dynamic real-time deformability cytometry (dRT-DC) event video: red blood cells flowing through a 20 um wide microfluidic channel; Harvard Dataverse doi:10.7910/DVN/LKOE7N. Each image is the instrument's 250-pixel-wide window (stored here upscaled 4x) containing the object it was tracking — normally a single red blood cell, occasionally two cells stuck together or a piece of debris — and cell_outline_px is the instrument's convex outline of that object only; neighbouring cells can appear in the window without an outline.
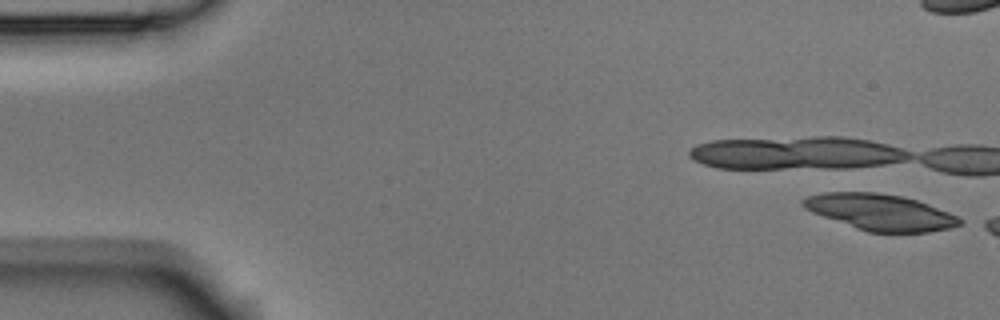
{"species": "Egyptian fruit bat (a non-hibernating species)", "species_latin": "Rousettus aegyptiacus", "temperature_condition": "room temperature", "stored_images_in_passage": 2, "camera_frame_rate_fps": 3000, "um_per_image_px": 0.085, "animal": {"sex": "male"}, "frame": {"image": 1, "passage_image": 1, "time_ms": 0.0, "image_size_px": [1000, 320], "cell_outline_px": [[964, 220], [960, 224], [948, 228], [928, 232], [868, 232], [856, 228], [812, 212], [804, 208], [800, 204], [800, 200], [808, 196], [824, 192], [876, 192], [900, 196], [916, 200], [928, 204], [948, 212]], "centroid_in_image_um": [74.79, 18.03], "position_along_channel_um": 10.2, "area_um2": 32.71}}